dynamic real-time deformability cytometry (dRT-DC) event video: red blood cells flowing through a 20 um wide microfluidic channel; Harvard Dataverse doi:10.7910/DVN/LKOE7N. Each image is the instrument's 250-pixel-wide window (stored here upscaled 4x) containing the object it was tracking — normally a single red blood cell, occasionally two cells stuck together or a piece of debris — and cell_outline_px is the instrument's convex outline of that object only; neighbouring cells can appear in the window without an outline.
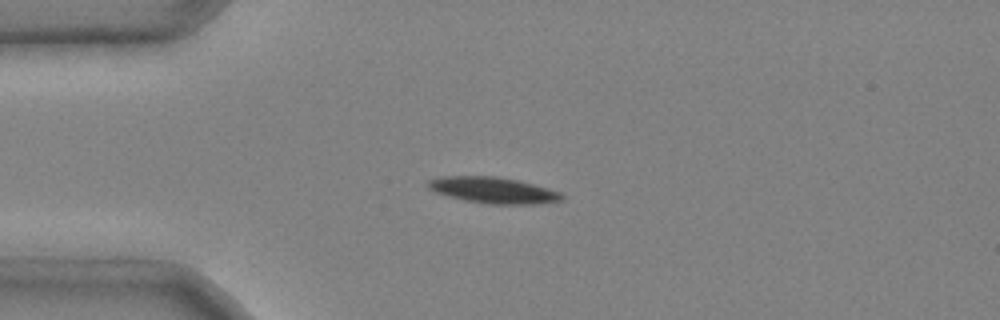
{"species": "common noctule bat (a hibernating species)", "species_latin": "Nyctalus noctula", "temperature_condition": "cold", "stored_images_in_passage": 2, "camera_frame_rate_fps": 3000, "um_per_image_px": 0.085, "animal": {"sex": "male", "body_mass_g": 20.4}, "frame": {"image": 1, "passage_image": 1, "time_ms": 0.0, "image_size_px": [1000, 320], "cell_outline_px": [[564, 200], [536, 204], [488, 204], [464, 200], [448, 196], [436, 192], [428, 188], [428, 180], [444, 176], [496, 176], [520, 180], [548, 188], [560, 192], [564, 196]], "centroid_in_image_um": [41.95, 16.16], "position_along_channel_um": 43.0, "area_um2": 20.46}}